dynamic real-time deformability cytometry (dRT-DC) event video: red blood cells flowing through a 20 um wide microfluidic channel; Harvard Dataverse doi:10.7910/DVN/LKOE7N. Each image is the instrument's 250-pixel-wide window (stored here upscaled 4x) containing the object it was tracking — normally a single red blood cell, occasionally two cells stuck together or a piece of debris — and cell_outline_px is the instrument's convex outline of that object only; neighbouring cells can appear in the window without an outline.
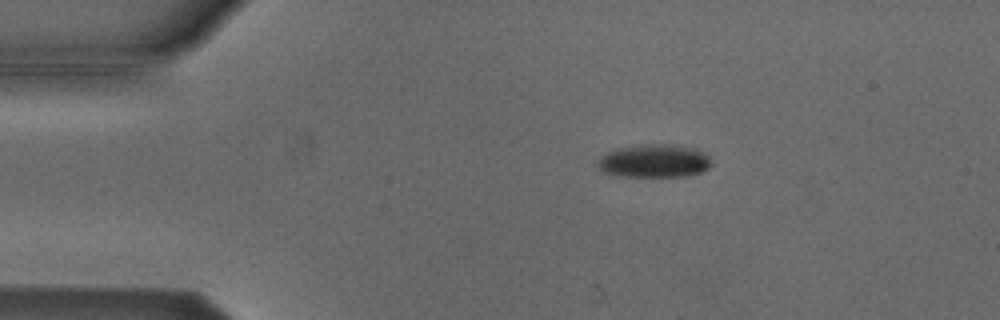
{"species": "Egyptian fruit bat (a non-hibernating species)", "species_latin": "Rousettus aegyptiacus", "temperature_condition": "cold", "stored_images_in_passage": 5, "camera_frame_rate_fps": 3000, "um_per_image_px": 0.085, "animal": {"sex": "male"}, "frame": {"image": 1, "passage_image": 3, "time_ms": 0.667, "image_size_px": [1000, 320], "cell_outline_px": [[712, 164], [708, 168], [700, 172], [688, 176], [620, 176], [600, 172], [596, 164], [600, 156], [616, 148], [636, 144], [668, 144], [696, 148], [708, 156], [712, 160]], "centroid_in_image_um": [55.57, 13.67], "position_along_channel_um": 29.4, "area_um2": 22.31}}
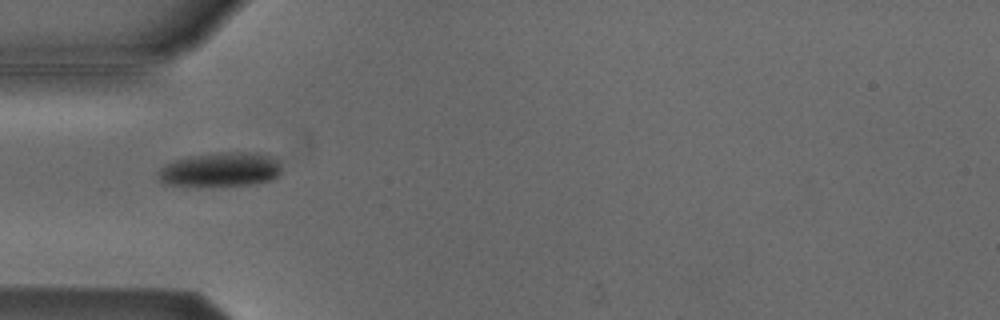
{"frame": {"image": 2, "passage_image": 5, "time_ms": 1.333, "image_size_px": [1000, 320], "cell_outline_px": [[280, 172], [272, 180], [252, 184], [196, 188], [164, 184], [160, 180], [160, 168], [176, 160], [188, 156], [220, 152], [256, 152], [276, 156], [280, 160]], "centroid_in_image_um": [18.78, 14.43], "position_along_channel_um": 66.2, "area_um2": 25.37}}